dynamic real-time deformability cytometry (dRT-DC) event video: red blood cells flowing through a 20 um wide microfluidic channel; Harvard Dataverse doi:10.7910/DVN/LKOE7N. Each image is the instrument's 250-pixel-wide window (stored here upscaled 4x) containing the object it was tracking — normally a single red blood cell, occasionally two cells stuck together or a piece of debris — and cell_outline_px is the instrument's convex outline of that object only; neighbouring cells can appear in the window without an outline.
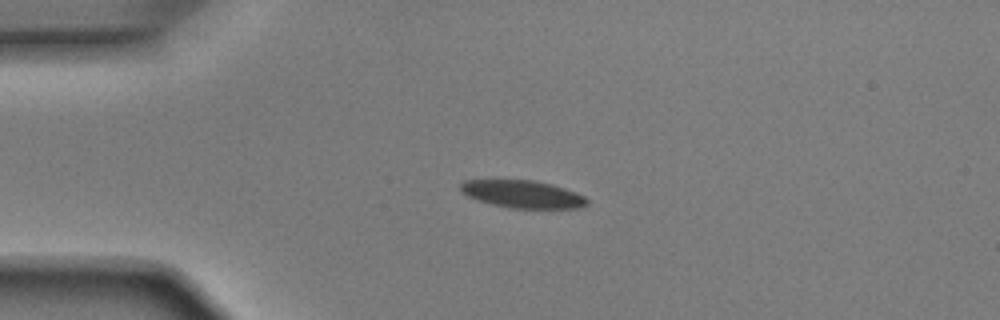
{"species": "Egyptian fruit bat (a non-hibernating species)", "species_latin": "Rousettus aegyptiacus", "temperature_condition": "room temperature", "stored_images_in_passage": 40, "camera_frame_rate_fps": 3000, "um_per_image_px": 0.085, "animal": {"sex": "male"}, "frame": {"image": 1, "passage_image": 1, "time_ms": 0.0, "image_size_px": [1000, 320], "cell_outline_px": [[588, 204], [580, 208], [512, 208], [492, 204], [476, 200], [460, 192], [460, 184], [464, 180], [536, 180], [552, 184], [576, 192], [584, 196], [588, 200]], "centroid_in_image_um": [44.41, 16.5], "position_along_channel_um": 40.6, "area_um2": 20.4}}
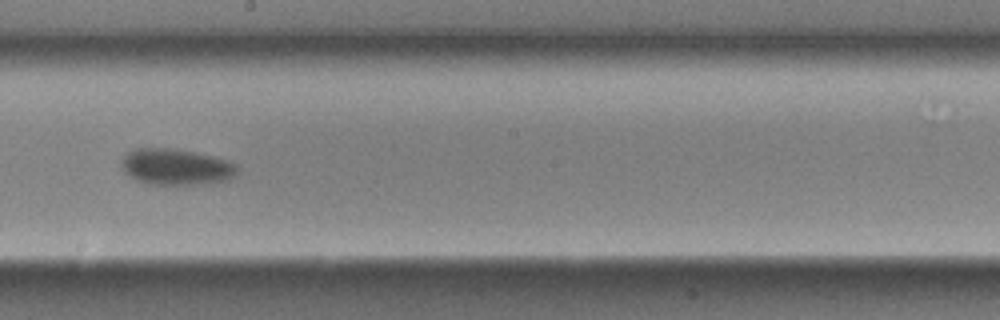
{"frame": {"image": 2, "passage_image": 18, "time_ms": 5.667, "image_size_px": [1000, 320], "cell_outline_px": [[240, 172], [228, 180], [204, 184], [148, 184], [136, 180], [124, 172], [120, 168], [120, 160], [128, 152], [136, 148], [172, 148], [212, 156], [228, 160], [236, 164], [240, 168]], "centroid_in_image_um": [14.97, 14.19], "position_along_channel_um": 233.2, "area_um2": 24.68}}
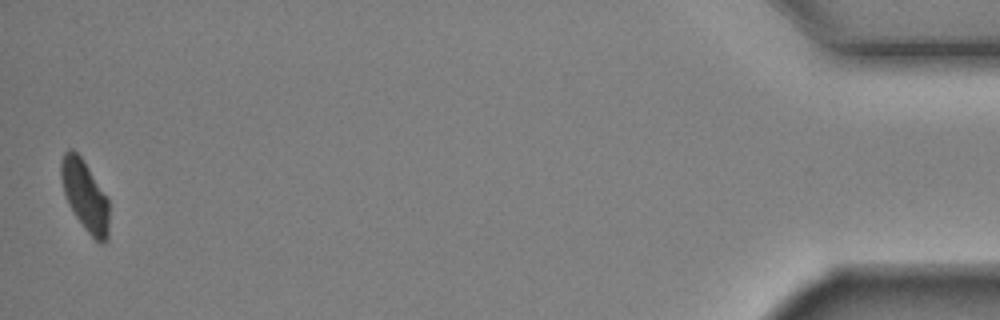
{"frame": {"image": 3, "passage_image": 40, "time_ms": 13.0, "image_size_px": [1000, 320], "cell_outline_px": [[108, 240], [104, 244], [100, 244], [88, 232], [76, 216], [68, 204], [64, 192], [60, 176], [60, 160], [64, 152], [68, 148], [72, 148], [80, 156], [108, 196]], "centroid_in_image_um": [7.22, 16.61], "position_along_channel_um": 428.0, "area_um2": 19.77}, "authors_computed_cell_mechanics": {"area_um2": 22.6865, "velocity_mm_per_s": 3.9035, "shape_relaxation_time_tau1_ms": 3.0673, "shape_relaxation_time_tau2_ms": null, "deformation_change_tau1": 0.1082, "deformation_change_tau2": null}}